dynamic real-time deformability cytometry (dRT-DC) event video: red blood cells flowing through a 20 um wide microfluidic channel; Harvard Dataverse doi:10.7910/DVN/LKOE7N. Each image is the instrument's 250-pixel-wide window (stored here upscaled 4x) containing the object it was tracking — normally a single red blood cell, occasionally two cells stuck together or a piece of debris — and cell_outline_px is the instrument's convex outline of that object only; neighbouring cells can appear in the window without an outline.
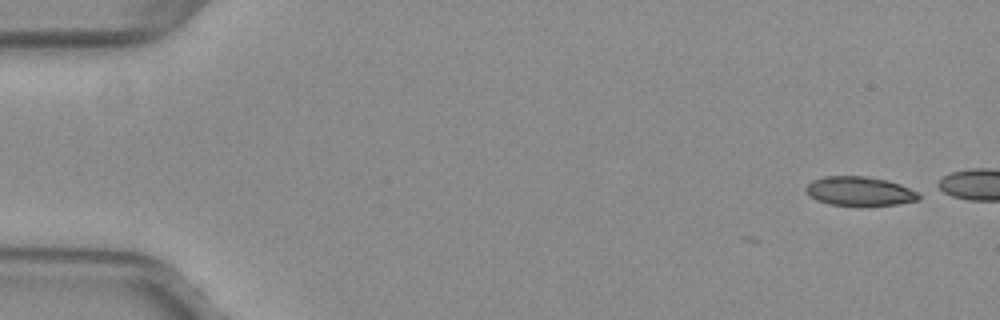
{"species": "common noctule bat (a hibernating species)", "species_latin": "Nyctalus noctula", "temperature_condition": "warm", "stored_images_in_passage": 5, "camera_frame_rate_fps": 3000, "um_per_image_px": 0.085, "animal": {"sex": "female", "body_mass_g": 29.2, "forearm_length_mm": 56.3}, "frame": {"image": 1, "passage_image": 1, "time_ms": 0.0, "image_size_px": [1000, 320], "cell_outline_px": [[920, 200], [896, 204], [828, 204], [816, 200], [808, 196], [804, 188], [812, 180], [824, 176], [864, 176], [888, 180], [900, 184], [920, 192]], "centroid_in_image_um": [73.05, 16.23], "position_along_channel_um": 11.9, "area_um2": 19.02}}